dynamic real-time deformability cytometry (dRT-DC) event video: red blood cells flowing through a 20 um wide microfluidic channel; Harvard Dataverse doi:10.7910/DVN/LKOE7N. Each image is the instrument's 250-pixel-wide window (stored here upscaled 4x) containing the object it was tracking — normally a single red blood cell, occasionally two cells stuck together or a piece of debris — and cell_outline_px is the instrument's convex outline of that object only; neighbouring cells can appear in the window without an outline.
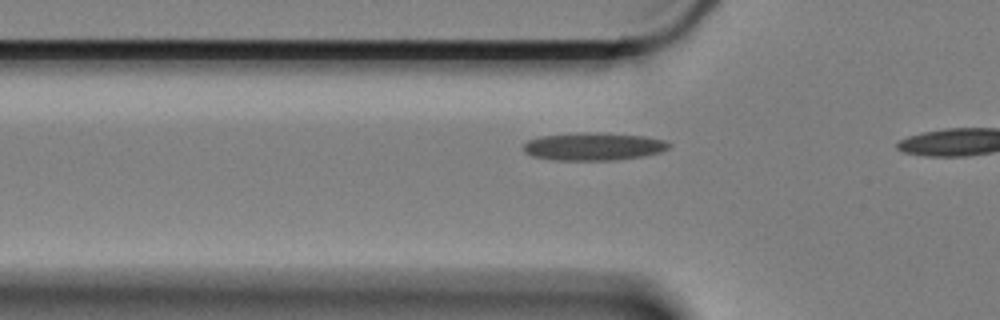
{"species": "Egyptian fruit bat (a non-hibernating species)", "species_latin": "Rousettus aegyptiacus", "temperature_condition": "cold", "stored_images_in_passage": 15, "camera_frame_rate_fps": 3000, "um_per_image_px": 0.085, "animal": {"sex": "female"}, "frame": {"image": 1, "passage_image": 9, "time_ms": 2.667, "image_size_px": [1000, 320], "cell_outline_px": [[672, 144], [668, 148], [660, 152], [644, 156], [612, 160], [556, 160], [532, 156], [524, 152], [520, 148], [528, 140], [540, 136], [584, 132], [600, 132], [644, 136], [664, 140]], "centroid_in_image_um": [50.42, 12.44], "position_along_channel_um": 75.4, "area_um2": 23.7}}
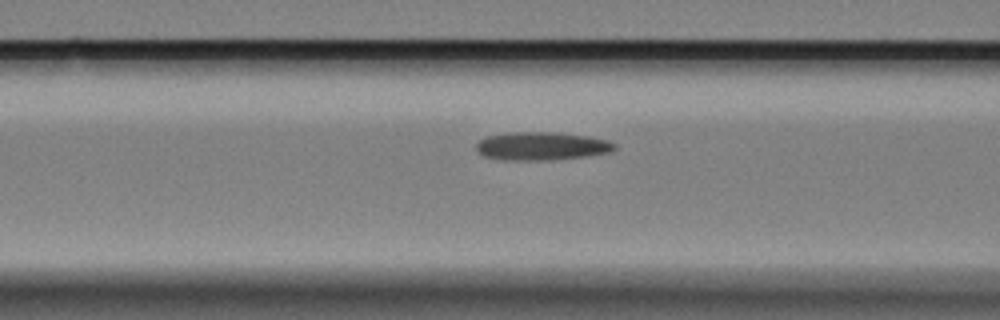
{"frame": {"image": 2, "passage_image": 13, "time_ms": 4.0, "image_size_px": [1000, 320], "cell_outline_px": [[616, 148], [612, 152], [584, 156], [548, 160], [504, 160], [484, 156], [476, 148], [476, 144], [480, 140], [488, 136], [508, 132], [556, 132], [588, 136], [608, 140], [616, 144]], "centroid_in_image_um": [46.06, 12.41], "position_along_channel_um": 120.5, "area_um2": 22.72}}